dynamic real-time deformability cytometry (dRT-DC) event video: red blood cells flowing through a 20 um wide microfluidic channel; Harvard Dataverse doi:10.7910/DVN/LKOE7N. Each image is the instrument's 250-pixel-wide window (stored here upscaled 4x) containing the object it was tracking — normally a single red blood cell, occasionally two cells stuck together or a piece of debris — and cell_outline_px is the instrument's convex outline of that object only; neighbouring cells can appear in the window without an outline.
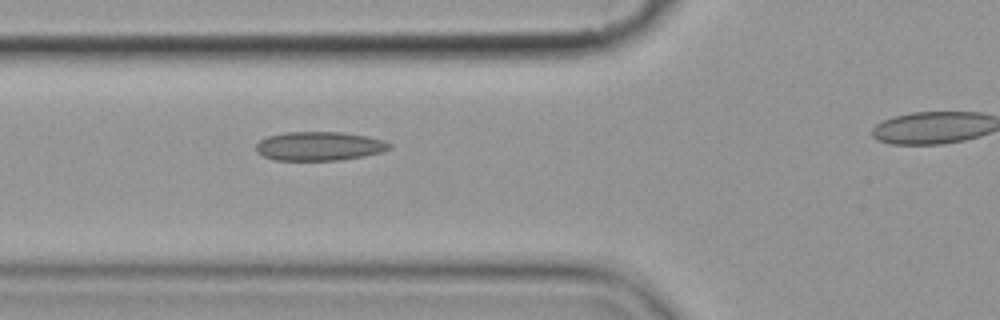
{"species": "common noctule bat (a hibernating species)", "species_latin": "Nyctalus noctula", "temperature_condition": "cold", "stored_images_in_passage": 5, "segment_of_instrument_passage": [1, 2], "camera_frame_rate_fps": 3000, "um_per_image_px": 0.085, "animal": {"sex": "female", "body_mass_g": 19.9}, "frame": {"image": 1, "passage_image": 4, "time_ms": 4.333, "image_size_px": [1000, 320], "cell_outline_px": [[392, 148], [384, 152], [364, 156], [340, 160], [276, 160], [264, 156], [256, 152], [256, 144], [260, 140], [268, 136], [284, 132], [340, 132], [368, 136], [384, 140], [392, 144]], "centroid_in_image_um": [27.18, 12.42], "position_along_channel_um": 98.6, "area_um2": 22.66}}